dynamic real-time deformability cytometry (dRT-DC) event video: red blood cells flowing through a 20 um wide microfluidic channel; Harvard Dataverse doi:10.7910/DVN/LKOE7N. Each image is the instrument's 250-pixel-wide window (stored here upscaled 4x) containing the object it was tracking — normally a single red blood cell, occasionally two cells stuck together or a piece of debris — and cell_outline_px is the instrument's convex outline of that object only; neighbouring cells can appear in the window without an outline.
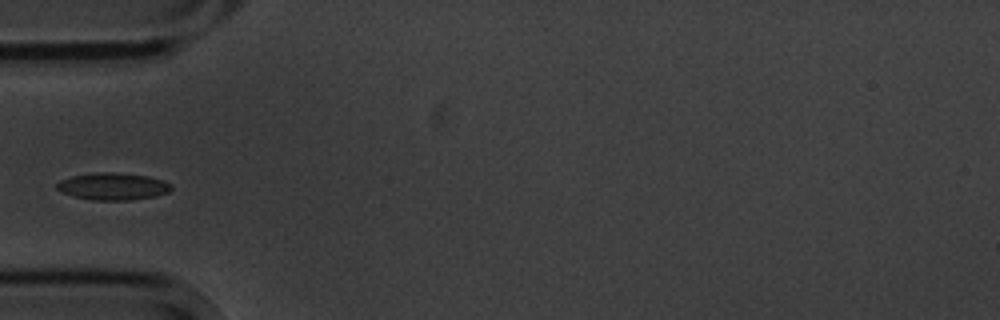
{"species": "common noctule bat (a hibernating species)", "species_latin": "Nyctalus noctula", "temperature_condition": "cold", "stored_images_in_passage": 5, "camera_frame_rate_fps": 3000, "um_per_image_px": 0.085, "animal": {"sex": "male", "body_mass_g": 20.1, "forearm_length_mm": 53.5}, "frame": {"image": 1, "passage_image": 5, "time_ms": 4.667, "image_size_px": [1000, 320], "cell_outline_px": [[172, 188], [168, 192], [156, 196], [128, 200], [92, 200], [72, 196], [60, 192], [56, 188], [56, 184], [60, 180], [72, 176], [96, 172], [116, 172], [148, 176], [164, 180], [172, 184]], "centroid_in_image_um": [9.59, 15.84], "position_along_channel_um": 75.4, "area_um2": 18.26}}